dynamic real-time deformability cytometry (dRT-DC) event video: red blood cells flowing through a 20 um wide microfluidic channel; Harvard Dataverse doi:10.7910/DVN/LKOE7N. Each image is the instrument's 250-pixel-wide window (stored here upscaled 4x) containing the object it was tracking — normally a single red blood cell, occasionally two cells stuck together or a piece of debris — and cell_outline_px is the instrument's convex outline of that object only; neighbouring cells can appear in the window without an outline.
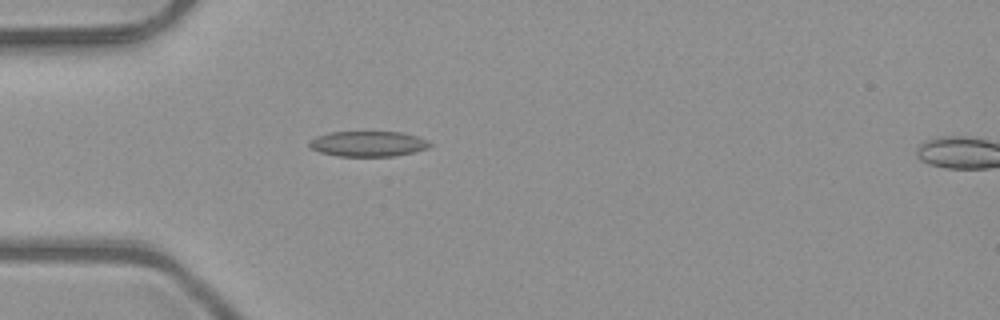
{"species": "common noctule bat (a hibernating species)", "species_latin": "Nyctalus noctula", "temperature_condition": "room temperature", "stored_images_in_passage": 4, "camera_frame_rate_fps": 3000, "um_per_image_px": 0.085, "animal": {"sex": "male", "body_mass_g": 23.1, "forearm_length_mm": 52.7}, "frame": {"image": 1, "passage_image": 3, "time_ms": 0.667, "image_size_px": [1000, 320], "cell_outline_px": [[432, 144], [428, 148], [396, 156], [340, 156], [320, 152], [312, 148], [308, 144], [308, 140], [316, 136], [328, 132], [400, 132], [416, 136], [428, 140]], "centroid_in_image_um": [31.27, 12.22], "position_along_channel_um": 53.7, "area_um2": 17.8}}